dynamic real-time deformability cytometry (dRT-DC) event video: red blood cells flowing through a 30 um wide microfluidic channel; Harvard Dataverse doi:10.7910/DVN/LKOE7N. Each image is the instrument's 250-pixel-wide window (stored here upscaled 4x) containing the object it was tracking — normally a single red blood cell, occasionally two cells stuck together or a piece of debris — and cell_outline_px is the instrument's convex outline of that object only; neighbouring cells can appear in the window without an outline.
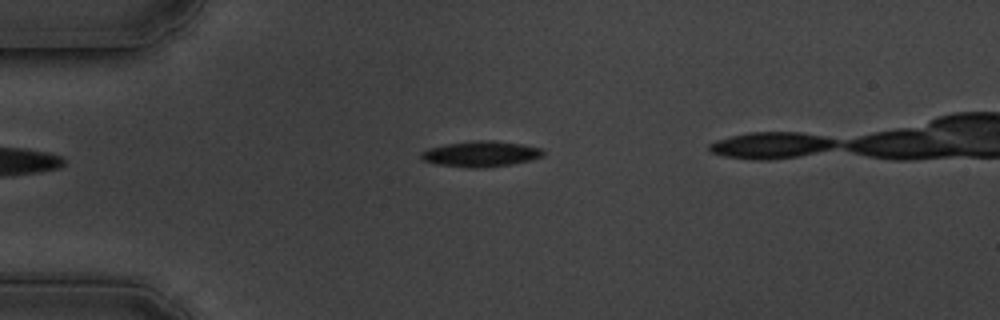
{"species": "common noctule bat (a hibernating species)", "species_latin": "Nyctalus noctula", "temperature_condition": "cold", "stored_images_in_passage": 39, "camera_frame_rate_fps": 3000, "um_per_image_px": 0.085, "animal": {"sex": "male", "body_mass_g": 19.5, "forearm_length_mm": 54.6}, "frame": {"image": 1, "passage_image": 1, "time_ms": 0.0, "image_size_px": [1000, 320], "cell_outline_px": [[544, 156], [532, 160], [512, 164], [476, 168], [468, 168], [436, 164], [424, 160], [420, 156], [420, 152], [428, 148], [444, 144], [472, 140], [496, 140], [524, 144], [540, 148], [544, 152]], "centroid_in_image_um": [40.87, 13.07], "position_along_channel_um": 44.1, "area_um2": 18.5}}
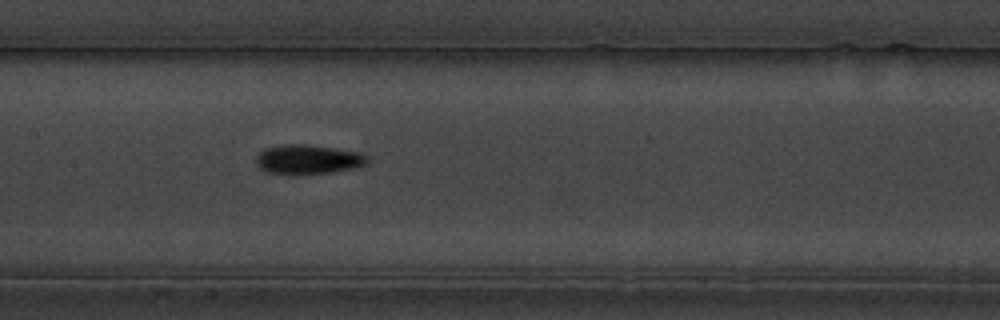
{"frame": {"image": 2, "passage_image": 15, "time_ms": 4.667, "image_size_px": [1000, 320], "cell_outline_px": [[368, 164], [356, 168], [332, 172], [304, 176], [288, 176], [264, 172], [256, 164], [256, 156], [264, 148], [284, 144], [308, 144], [336, 148], [360, 152], [368, 156]], "centroid_in_image_um": [26.17, 13.58], "position_along_channel_um": 181.2, "area_um2": 20.0}}
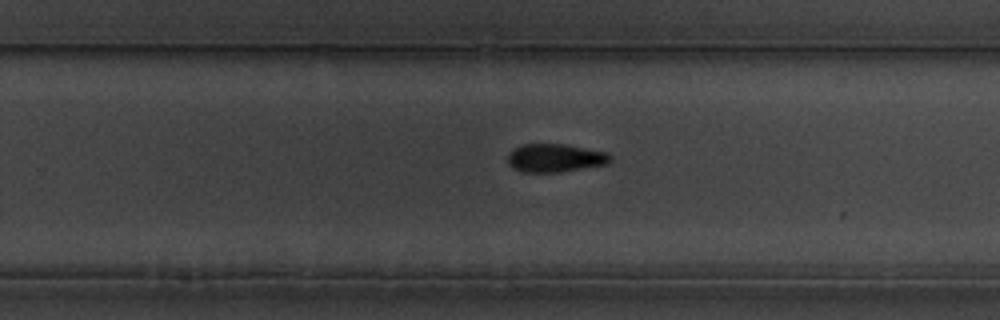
{"frame": {"image": 3, "passage_image": 24, "time_ms": 7.667, "image_size_px": [1000, 320], "cell_outline_px": [[612, 160], [608, 164], [560, 172], [524, 172], [512, 168], [508, 164], [508, 152], [512, 148], [520, 144], [564, 144], [608, 152], [612, 156]], "centroid_in_image_um": [47.18, 13.42], "position_along_channel_um": 282.6, "area_um2": 17.17}}